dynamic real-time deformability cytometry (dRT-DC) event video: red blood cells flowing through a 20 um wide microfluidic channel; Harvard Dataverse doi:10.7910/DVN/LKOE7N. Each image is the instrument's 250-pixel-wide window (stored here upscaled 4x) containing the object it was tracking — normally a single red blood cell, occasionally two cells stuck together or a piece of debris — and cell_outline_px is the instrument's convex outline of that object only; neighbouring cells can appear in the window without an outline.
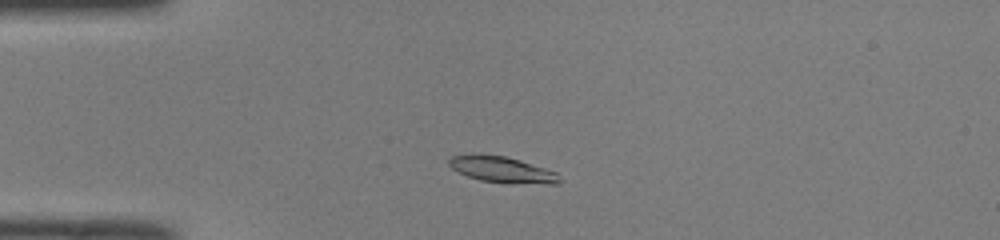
{"species": "common noctule bat (a hibernating species)", "species_latin": "Nyctalus noctula", "temperature_condition": "room temperature", "stored_images_in_passage": 40, "camera_frame_rate_fps": 3000, "um_per_image_px": 0.085, "animal": {"sex": "male", "body_mass_g": 19.0, "forearm_length_mm": 50.8}, "frame": {"image": 1, "passage_image": 2, "time_ms": 0.333, "image_size_px": [1000, 240], "cell_outline_px": [[564, 180], [556, 184], [548, 184], [480, 180], [468, 176], [452, 168], [448, 164], [448, 160], [452, 156], [472, 152], [480, 152], [504, 156], [520, 160], [556, 172]], "centroid_in_image_um": [42.65, 14.37], "position_along_channel_um": 42.3, "area_um2": 16.76}}
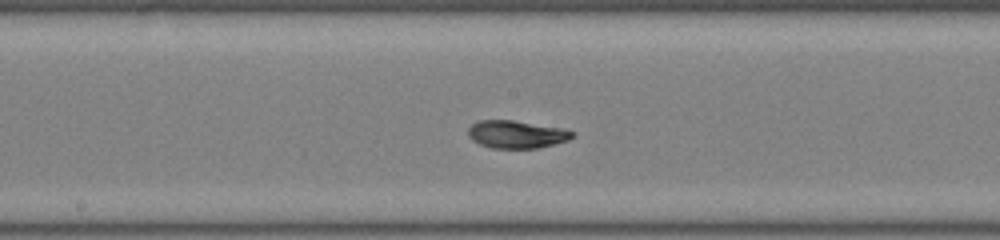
{"frame": {"image": 2, "passage_image": 16, "time_ms": 5.0, "image_size_px": [1000, 240], "cell_outline_px": [[572, 136], [568, 140], [556, 144], [536, 148], [492, 148], [480, 144], [472, 140], [468, 136], [468, 128], [472, 124], [480, 120], [512, 120], [568, 128], [572, 132]], "centroid_in_image_um": [43.91, 11.41], "position_along_channel_um": 204.3, "area_um2": 16.94}}
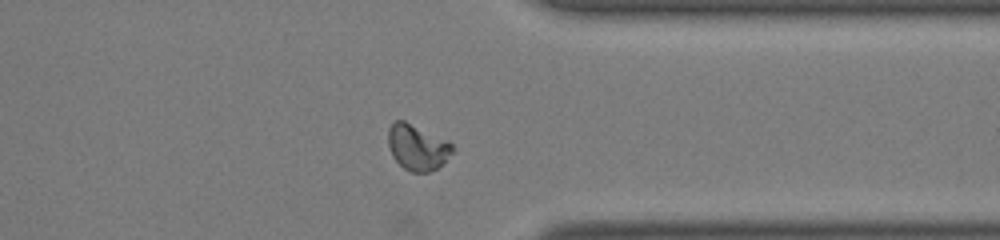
{"frame": {"image": 3, "passage_image": 29, "time_ms": 9.333, "image_size_px": [1000, 240], "cell_outline_px": [[456, 148], [436, 168], [428, 172], [412, 172], [404, 168], [392, 156], [388, 144], [388, 128], [396, 120], [404, 120], [448, 140]], "centroid_in_image_um": [35.46, 12.5], "position_along_channel_um": 375.9, "area_um2": 16.99}, "authors_computed_cell_mechanics": {"area_um2": 16.8776, "velocity_mm_per_s": 4.0237, "shape_relaxation_time_tau1_ms": 2.8165, "shape_relaxation_time_tau2_ms": 1.4482, "deformation_change_tau1": 0.1376, "deformation_change_tau2": 0.0367}}